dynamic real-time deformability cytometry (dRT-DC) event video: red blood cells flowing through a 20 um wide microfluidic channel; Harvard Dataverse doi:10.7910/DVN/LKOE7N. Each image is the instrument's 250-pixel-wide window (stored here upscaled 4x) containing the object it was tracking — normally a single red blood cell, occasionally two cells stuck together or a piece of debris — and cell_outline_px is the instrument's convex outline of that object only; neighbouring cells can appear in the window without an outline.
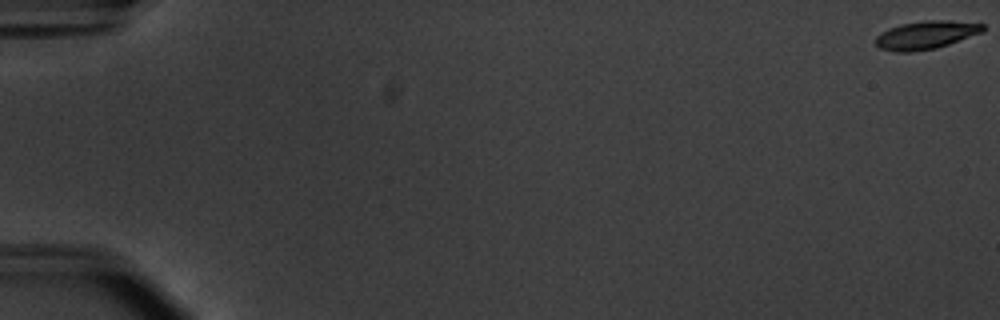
{"species": "common noctule bat (a hibernating species)", "species_latin": "Nyctalus noctula", "temperature_condition": "warm", "stored_images_in_passage": 56, "camera_frame_rate_fps": 3000, "um_per_image_px": 0.085, "animal": {"sex": "male", "body_mass_g": 20.1, "forearm_length_mm": 53.5}, "frame": {"image": 1, "passage_image": 1, "time_ms": 0.0, "image_size_px": [1000, 320], "cell_outline_px": [[984, 32], [936, 48], [912, 52], [896, 52], [880, 48], [876, 44], [876, 36], [880, 32], [900, 24], [928, 20], [948, 20], [984, 24]], "centroid_in_image_um": [78.71, 2.97], "position_along_channel_um": 6.3, "area_um2": 17.57}}
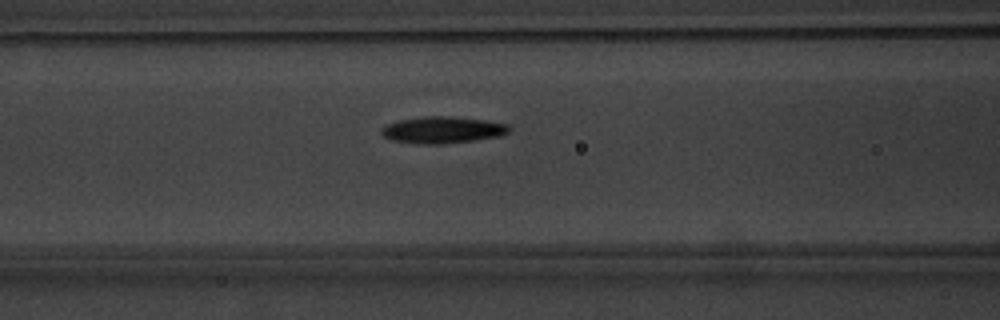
{"frame": {"image": 2, "passage_image": 25, "time_ms": 8.0, "image_size_px": [1000, 320], "cell_outline_px": [[512, 132], [500, 136], [476, 140], [440, 144], [416, 144], [392, 140], [384, 136], [380, 132], [388, 124], [400, 120], [424, 116], [448, 116], [484, 120], [508, 124], [512, 128]], "centroid_in_image_um": [37.68, 11.05], "position_along_channel_um": 128.9, "area_um2": 19.88}}
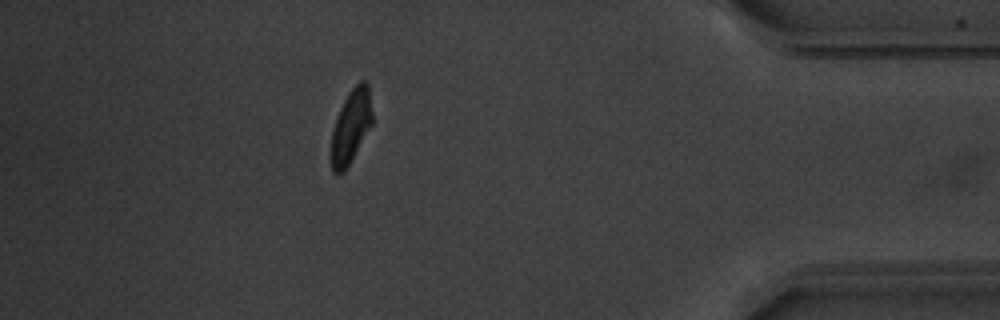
{"frame": {"image": 3, "passage_image": 50, "time_ms": 16.333, "image_size_px": [1000, 320], "cell_outline_px": [[372, 124], [344, 172], [332, 172], [332, 132], [336, 116], [348, 92], [360, 80], [368, 80], [372, 112]], "centroid_in_image_um": [29.85, 10.67], "position_along_channel_um": 405.4, "area_um2": 17.4}, "authors_computed_cell_mechanics": {"area_um2": 18.4093, "velocity_mm_per_s": 3.7788, "shape_relaxation_time_tau1_ms": 3.2909, "shape_relaxation_time_tau2_ms": 3.6198, "deformation_change_tau1": 0.1628, "deformation_change_tau2": 0.0905}}